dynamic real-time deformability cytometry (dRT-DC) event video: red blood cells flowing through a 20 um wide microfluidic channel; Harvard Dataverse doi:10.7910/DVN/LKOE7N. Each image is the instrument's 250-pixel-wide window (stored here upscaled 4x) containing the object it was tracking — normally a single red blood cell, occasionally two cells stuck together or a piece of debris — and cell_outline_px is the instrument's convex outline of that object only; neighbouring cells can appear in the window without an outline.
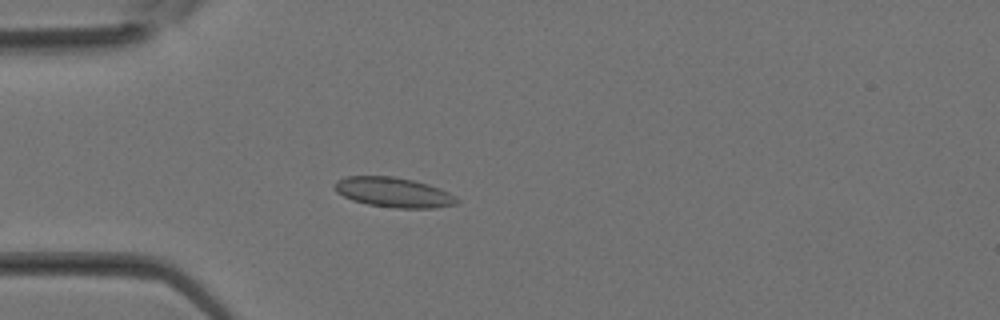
{"species": "Egyptian fruit bat (a non-hibernating species)", "species_latin": "Rousettus aegyptiacus", "temperature_condition": "room temperature", "stored_images_in_passage": 31, "camera_frame_rate_fps": 3000, "um_per_image_px": 0.085, "animal": {"sex": "female"}, "frame": {"image": 1, "passage_image": 7, "time_ms": 2.0, "image_size_px": [1000, 320], "cell_outline_px": [[460, 200], [456, 204], [432, 208], [396, 208], [368, 204], [352, 200], [336, 192], [332, 188], [332, 184], [336, 180], [344, 176], [392, 176], [412, 180], [428, 184], [440, 188], [456, 196]], "centroid_in_image_um": [33.41, 16.34], "position_along_channel_um": 51.6, "area_um2": 21.44}}
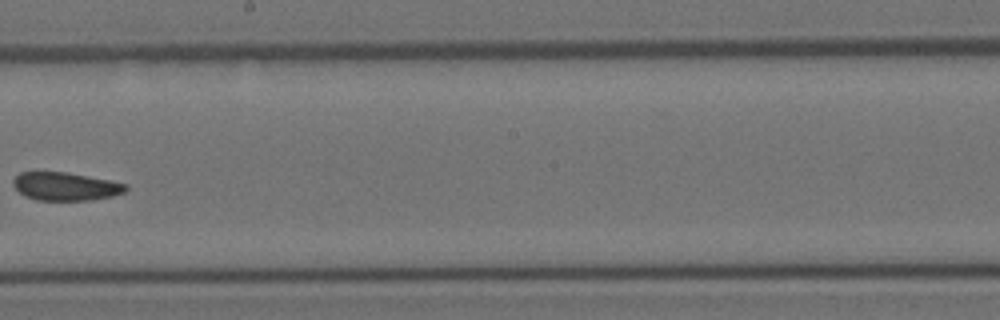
{"frame": {"image": 2, "passage_image": 17, "time_ms": 5.333, "image_size_px": [1000, 320], "cell_outline_px": [[128, 188], [124, 192], [112, 196], [92, 200], [36, 200], [24, 196], [12, 184], [12, 180], [20, 172], [68, 172], [112, 180], [128, 184]], "centroid_in_image_um": [5.59, 15.84], "position_along_channel_um": 242.6, "area_um2": 18.67}}
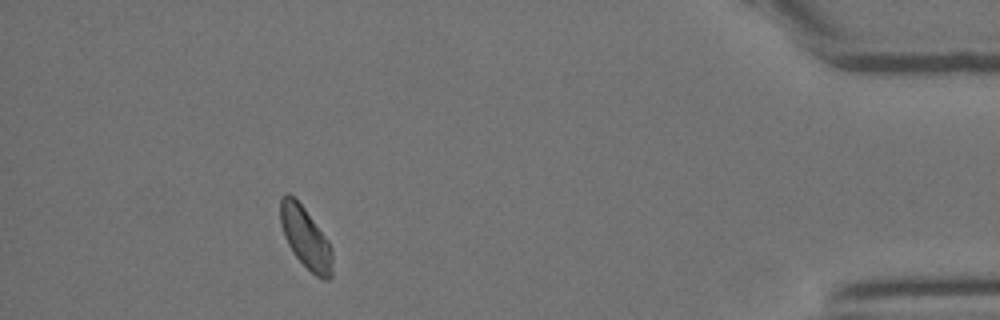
{"frame": {"image": 3, "passage_image": 28, "time_ms": 9.0, "image_size_px": [1000, 320], "cell_outline_px": [[332, 276], [328, 280], [324, 280], [316, 276], [292, 252], [284, 236], [280, 224], [280, 200], [288, 192], [304, 208], [328, 240], [332, 248]], "centroid_in_image_um": [25.98, 20.23], "position_along_channel_um": 409.2, "area_um2": 18.38}}